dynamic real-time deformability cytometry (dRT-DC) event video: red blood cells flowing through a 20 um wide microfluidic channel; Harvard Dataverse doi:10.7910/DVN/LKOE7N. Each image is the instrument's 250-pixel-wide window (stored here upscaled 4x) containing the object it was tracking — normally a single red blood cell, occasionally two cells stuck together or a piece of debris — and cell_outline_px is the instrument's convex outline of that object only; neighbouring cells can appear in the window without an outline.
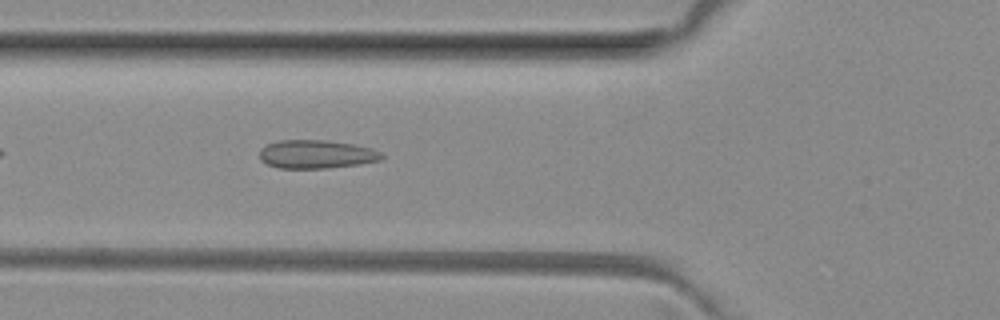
{"species": "common noctule bat (a hibernating species)", "species_latin": "Nyctalus noctula", "temperature_condition": "room temperature", "stored_images_in_passage": 37, "camera_frame_rate_fps": 3000, "um_per_image_px": 0.085, "animal": {"sex": "female", "body_mass_g": 29.2, "forearm_length_mm": 56.3}, "frame": {"image": 1, "passage_image": 5, "time_ms": 1.333, "image_size_px": [1000, 320], "cell_outline_px": [[384, 156], [380, 160], [360, 164], [324, 168], [280, 168], [268, 164], [260, 160], [260, 148], [268, 144], [280, 140], [324, 140], [352, 144], [372, 148], [380, 152]], "centroid_in_image_um": [26.88, 13.11], "position_along_channel_um": 98.9, "area_um2": 20.11}}
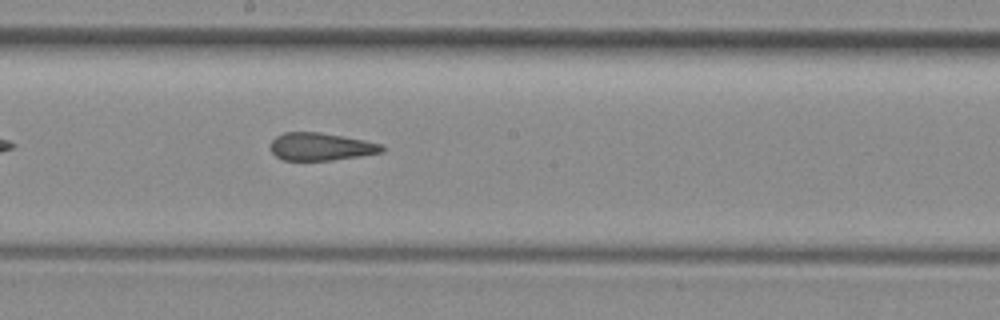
{"frame": {"image": 2, "passage_image": 14, "time_ms": 4.333, "image_size_px": [1000, 320], "cell_outline_px": [[384, 152], [360, 156], [332, 160], [280, 160], [272, 152], [272, 140], [276, 136], [284, 132], [320, 132], [364, 140], [380, 144], [384, 148]], "centroid_in_image_um": [27.26, 12.47], "position_along_channel_um": 220.9, "area_um2": 17.86}}
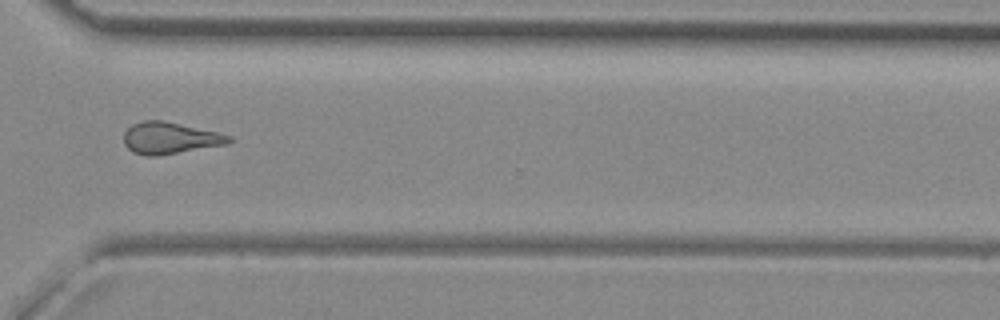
{"frame": {"image": 3, "passage_image": 24, "time_ms": 7.667, "image_size_px": [1000, 320], "cell_outline_px": [[232, 140], [228, 144], [156, 156], [144, 156], [132, 152], [124, 144], [124, 132], [132, 124], [144, 120], [164, 120], [220, 132], [232, 136]], "centroid_in_image_um": [14.45, 11.73], "position_along_channel_um": 356.1, "area_um2": 19.65}}